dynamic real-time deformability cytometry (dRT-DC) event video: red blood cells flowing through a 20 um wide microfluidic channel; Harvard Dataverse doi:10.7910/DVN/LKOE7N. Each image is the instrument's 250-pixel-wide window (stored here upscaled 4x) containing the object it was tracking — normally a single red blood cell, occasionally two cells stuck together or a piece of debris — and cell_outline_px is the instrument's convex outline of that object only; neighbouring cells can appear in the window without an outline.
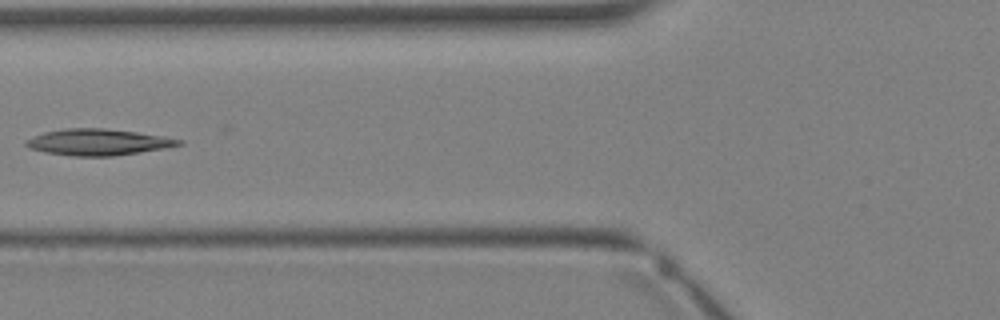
{"species": "Egyptian fruit bat (a non-hibernating species)", "species_latin": "Rousettus aegyptiacus", "temperature_condition": "warm", "stored_images_in_passage": 2, "camera_frame_rate_fps": 3000, "um_per_image_px": 0.085, "animal": {"sex": "female"}, "frame": {"image": 1, "passage_image": 2, "time_ms": 1.0, "image_size_px": [1000, 320], "cell_outline_px": [[184, 144], [164, 148], [140, 152], [112, 156], [72, 156], [44, 152], [28, 148], [24, 144], [24, 140], [44, 132], [68, 128], [104, 128], [136, 132], [164, 136], [184, 140]], "centroid_in_image_um": [8.32, 12.08], "position_along_channel_um": 117.5, "area_um2": 23.47}}